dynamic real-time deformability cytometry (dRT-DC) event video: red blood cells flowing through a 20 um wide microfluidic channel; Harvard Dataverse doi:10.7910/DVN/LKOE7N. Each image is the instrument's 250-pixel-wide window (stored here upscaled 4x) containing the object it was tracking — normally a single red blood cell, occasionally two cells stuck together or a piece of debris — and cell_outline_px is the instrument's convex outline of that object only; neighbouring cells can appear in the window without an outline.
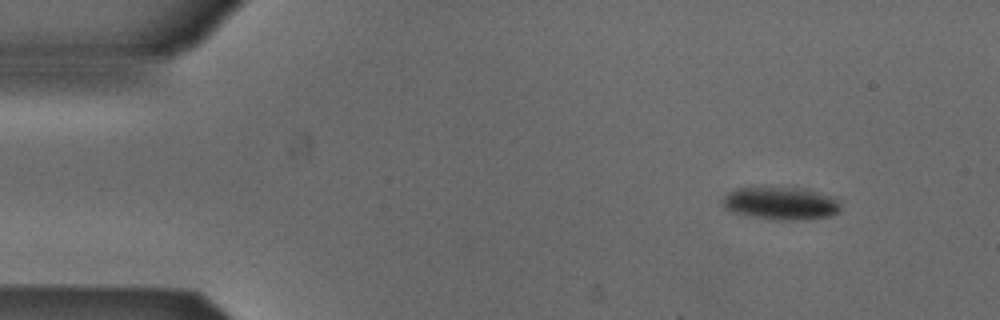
{"species": "Egyptian fruit bat (a non-hibernating species)", "species_latin": "Rousettus aegyptiacus", "temperature_condition": "cold", "stored_images_in_passage": 48, "camera_frame_rate_fps": 3000, "um_per_image_px": 0.085, "animal": {"sex": "male"}, "frame": {"image": 1, "passage_image": 1, "time_ms": 0.0, "image_size_px": [1000, 320], "cell_outline_px": [[840, 212], [828, 216], [792, 220], [780, 220], [752, 216], [732, 212], [724, 208], [724, 196], [728, 192], [736, 188], [764, 184], [804, 188], [832, 196], [840, 200]], "centroid_in_image_um": [66.35, 17.22], "position_along_channel_um": 18.6, "area_um2": 23.24}}
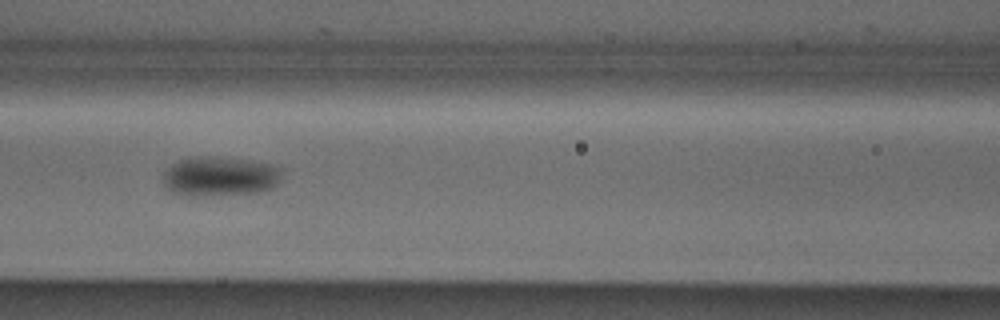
{"frame": {"image": 2, "passage_image": 18, "time_ms": 5.667, "image_size_px": [1000, 320], "cell_outline_px": [[280, 176], [276, 184], [272, 188], [256, 192], [196, 196], [188, 196], [172, 192], [164, 184], [164, 172], [172, 164], [180, 160], [196, 156], [212, 156], [244, 160], [268, 164], [280, 168]], "centroid_in_image_um": [18.64, 14.99], "position_along_channel_um": 148.0, "area_um2": 26.88}}
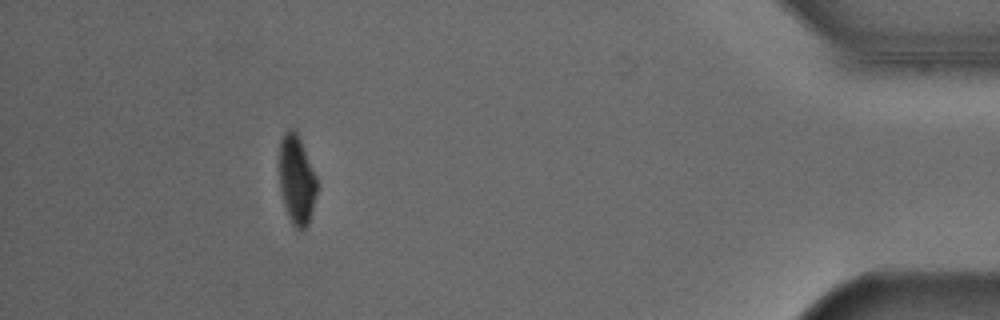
{"frame": {"image": 3, "passage_image": 43, "time_ms": 14.0, "image_size_px": [1000, 320], "cell_outline_px": [[316, 192], [308, 224], [304, 232], [300, 232], [292, 224], [288, 216], [284, 204], [280, 188], [280, 140], [284, 132], [288, 128], [292, 128], [296, 132], [300, 140], [316, 176]], "centroid_in_image_um": [25.2, 15.31], "position_along_channel_um": 410.0, "area_um2": 19.25}, "authors_computed_cell_mechanics": {"area_um2": 23.8714, "velocity_mm_per_s": 3.8722, "shape_relaxation_time_tau1_ms": 2.7546, "shape_relaxation_time_tau2_ms": null, "deformation_change_tau1": 0.0896, "deformation_change_tau2": null}}